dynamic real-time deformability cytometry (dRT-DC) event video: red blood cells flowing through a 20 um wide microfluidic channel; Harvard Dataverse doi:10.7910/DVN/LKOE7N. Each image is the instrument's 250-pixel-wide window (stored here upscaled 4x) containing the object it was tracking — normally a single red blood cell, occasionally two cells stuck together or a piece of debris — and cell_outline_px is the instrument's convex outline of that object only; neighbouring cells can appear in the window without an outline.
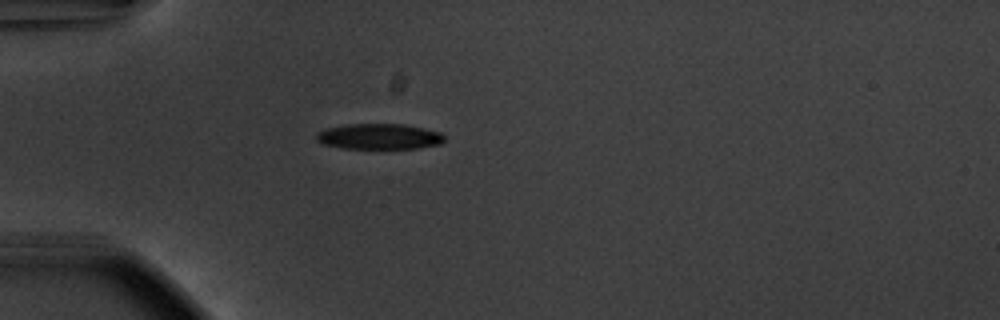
{"species": "common noctule bat (a hibernating species)", "species_latin": "Nyctalus noctula", "temperature_condition": "warm", "stored_images_in_passage": 39, "camera_frame_rate_fps": 3000, "um_per_image_px": 0.085, "animal": {"sex": "male", "body_mass_g": 20.1, "forearm_length_mm": 53.5}, "frame": {"image": 1, "passage_image": 1, "time_ms": 0.0, "image_size_px": [1000, 320], "cell_outline_px": [[444, 140], [440, 144], [416, 148], [344, 148], [320, 144], [316, 140], [316, 132], [324, 128], [348, 124], [404, 124], [424, 128], [440, 132], [444, 136]], "centroid_in_image_um": [32.18, 11.59], "position_along_channel_um": 52.8, "area_um2": 19.19}}
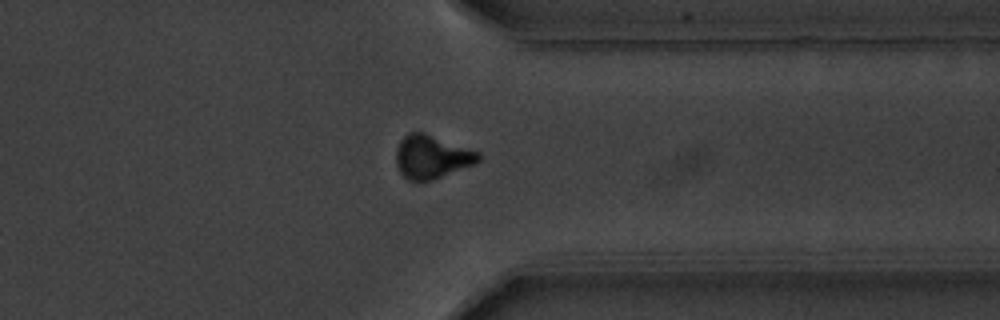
{"frame": {"image": 2, "passage_image": 28, "time_ms": 9.0, "image_size_px": [1000, 320], "cell_outline_px": [[480, 160], [476, 164], [432, 180], [408, 180], [400, 172], [396, 164], [396, 148], [400, 140], [408, 132], [424, 132], [480, 152]], "centroid_in_image_um": [36.7, 13.32], "position_along_channel_um": 374.7, "area_um2": 20.87}}
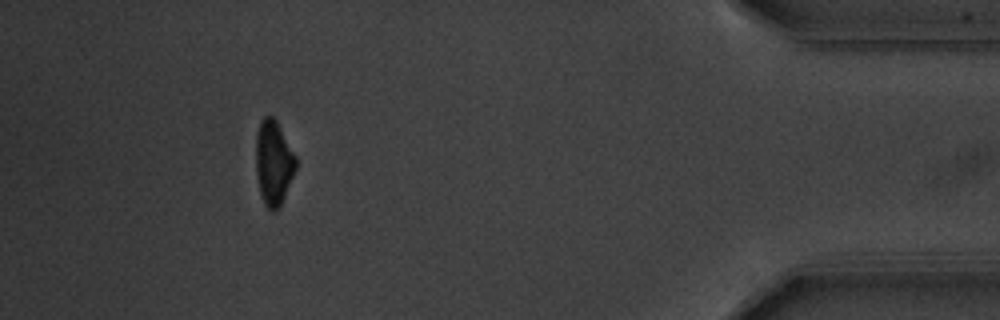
{"frame": {"image": 3, "passage_image": 35, "time_ms": 11.333, "image_size_px": [1000, 320], "cell_outline_px": [[296, 168], [280, 208], [272, 212], [264, 204], [260, 196], [256, 172], [256, 132], [260, 120], [264, 116], [272, 116], [276, 120], [296, 156]], "centroid_in_image_um": [23.24, 13.85], "position_along_channel_um": 412.0, "area_um2": 19.88}, "authors_computed_cell_mechanics": {"area_um2": 20.2878, "velocity_mm_per_s": 3.7412, "shape_relaxation_time_tau1_ms": 2.9712, "shape_relaxation_time_tau2_ms": null, "deformation_change_tau1": 0.1505, "deformation_change_tau2": null}}